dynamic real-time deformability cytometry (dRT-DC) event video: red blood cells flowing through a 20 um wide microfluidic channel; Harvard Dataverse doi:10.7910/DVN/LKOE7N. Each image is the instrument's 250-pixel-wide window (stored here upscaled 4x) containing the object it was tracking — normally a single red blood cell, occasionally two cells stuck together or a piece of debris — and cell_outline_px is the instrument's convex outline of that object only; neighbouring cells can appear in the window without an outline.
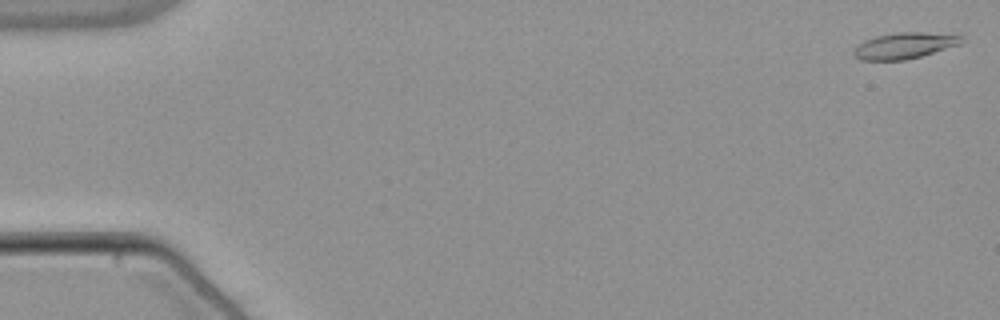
{"species": "common noctule bat (a hibernating species)", "species_latin": "Nyctalus noctula", "temperature_condition": "warm", "stored_images_in_passage": 53, "camera_frame_rate_fps": 3000, "um_per_image_px": 0.085, "animal": {"sex": "male", "body_mass_g": 21.5, "forearm_length_mm": 52.0}, "frame": {"image": 1, "passage_image": 1, "time_ms": 0.0, "image_size_px": [1000, 320], "cell_outline_px": [[964, 44], [920, 56], [904, 60], [860, 60], [852, 52], [864, 40], [876, 36], [896, 32], [924, 32], [964, 36]], "centroid_in_image_um": [76.94, 3.87], "position_along_channel_um": 8.1, "area_um2": 16.42}}
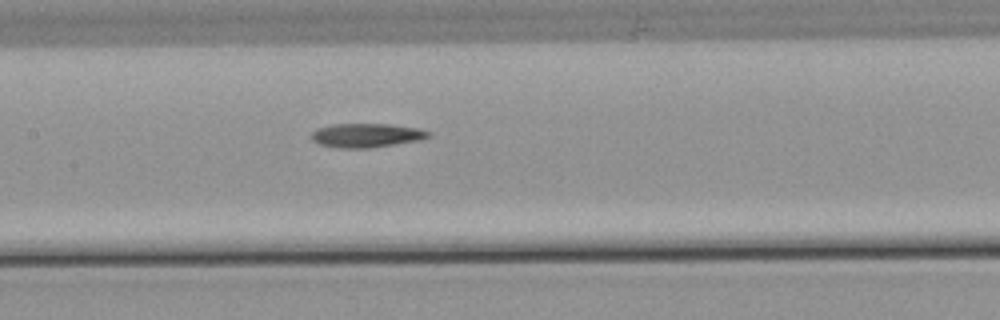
{"frame": {"image": 2, "passage_image": 26, "time_ms": 8.333, "image_size_px": [1000, 320], "cell_outline_px": [[432, 136], [420, 140], [368, 148], [336, 148], [320, 144], [312, 140], [312, 132], [316, 128], [332, 124], [392, 124], [420, 128], [432, 132]], "centroid_in_image_um": [31.18, 11.5], "position_along_channel_um": 176.2, "area_um2": 16.53}}
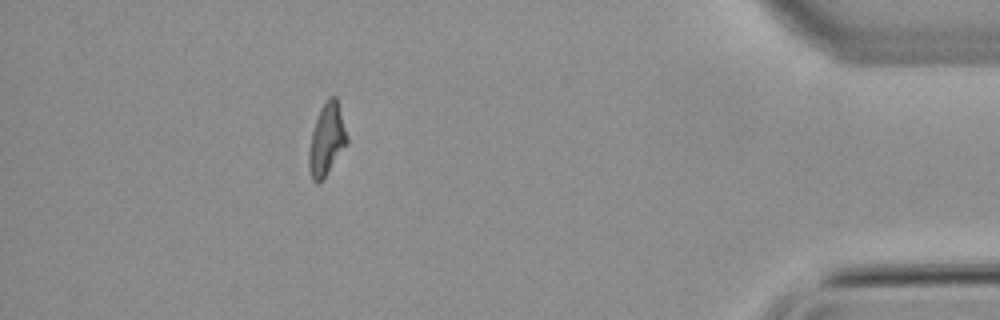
{"frame": {"image": 3, "passage_image": 48, "time_ms": 15.667, "image_size_px": [1000, 320], "cell_outline_px": [[348, 144], [324, 176], [316, 184], [312, 180], [308, 168], [308, 152], [312, 132], [320, 108], [324, 100], [328, 96], [336, 96], [348, 136]], "centroid_in_image_um": [27.77, 11.83], "position_along_channel_um": 407.4, "area_um2": 15.95}, "authors_computed_cell_mechanics": {"area_um2": 16.184, "velocity_mm_per_s": 3.8529, "shape_relaxation_time_tau1_ms": null, "shape_relaxation_time_tau2_ms": 5.1951, "deformation_change_tau1": null, "deformation_change_tau2": 0.1622}}